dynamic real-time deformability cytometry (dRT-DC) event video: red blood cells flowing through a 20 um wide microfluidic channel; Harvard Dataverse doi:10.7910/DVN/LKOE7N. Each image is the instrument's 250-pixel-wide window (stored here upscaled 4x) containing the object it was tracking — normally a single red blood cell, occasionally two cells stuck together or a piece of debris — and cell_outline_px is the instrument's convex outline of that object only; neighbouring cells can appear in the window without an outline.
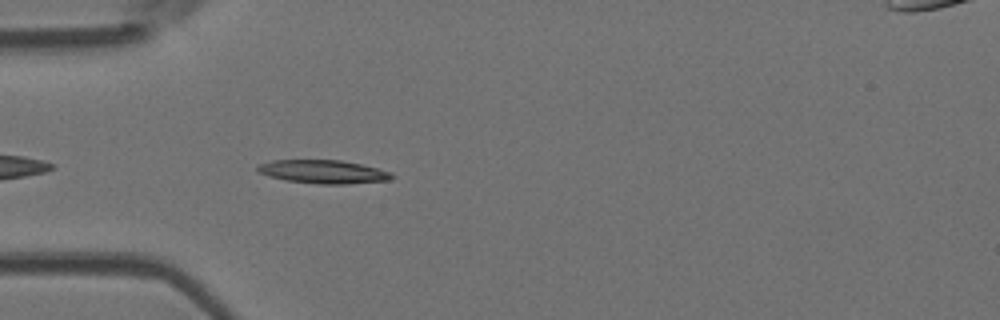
{"species": "Egyptian fruit bat (a non-hibernating species)", "species_latin": "Rousettus aegyptiacus", "temperature_condition": "room temperature", "stored_images_in_passage": 39, "camera_frame_rate_fps": 3000, "um_per_image_px": 0.085, "animal": {"sex": "female"}, "frame": {"image": 1, "passage_image": 3, "time_ms": 0.667, "image_size_px": [1000, 320], "cell_outline_px": [[396, 176], [392, 180], [348, 184], [320, 184], [288, 180], [256, 172], [256, 168], [260, 164], [272, 160], [340, 160], [360, 164], [392, 172]], "centroid_in_image_um": [27.54, 14.6], "position_along_channel_um": 57.5, "area_um2": 18.26}}
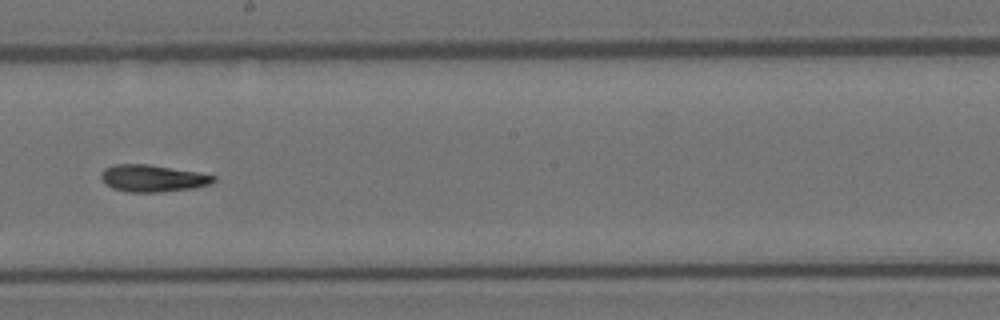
{"frame": {"image": 2, "passage_image": 17, "time_ms": 5.333, "image_size_px": [1000, 320], "cell_outline_px": [[216, 180], [208, 184], [196, 188], [160, 192], [128, 192], [112, 188], [100, 180], [100, 172], [104, 168], [116, 164], [148, 164], [196, 172], [216, 176]], "centroid_in_image_um": [12.93, 15.16], "position_along_channel_um": 235.3, "area_um2": 17.74}}
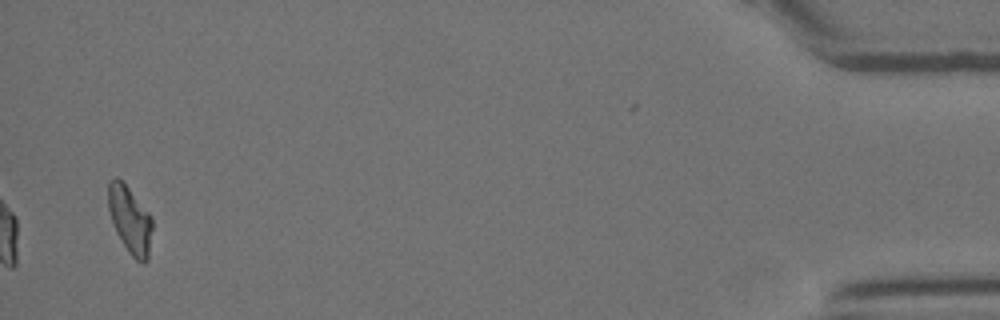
{"frame": {"image": 3, "passage_image": 38, "time_ms": 12.333, "image_size_px": [1000, 320], "cell_outline_px": [[152, 228], [148, 260], [144, 264], [136, 260], [128, 252], [116, 232], [108, 208], [108, 180], [116, 176], [124, 180], [152, 216]], "centroid_in_image_um": [11.05, 18.63], "position_along_channel_um": 424.2, "area_um2": 17.63}, "authors_computed_cell_mechanics": {"area_um2": 17.3978, "velocity_mm_per_s": 3.8981, "shape_relaxation_time_tau1_ms": 5.4474, "shape_relaxation_time_tau2_ms": 4.4117, "deformation_change_tau1": 0.1955, "deformation_change_tau2": 0.1255}}